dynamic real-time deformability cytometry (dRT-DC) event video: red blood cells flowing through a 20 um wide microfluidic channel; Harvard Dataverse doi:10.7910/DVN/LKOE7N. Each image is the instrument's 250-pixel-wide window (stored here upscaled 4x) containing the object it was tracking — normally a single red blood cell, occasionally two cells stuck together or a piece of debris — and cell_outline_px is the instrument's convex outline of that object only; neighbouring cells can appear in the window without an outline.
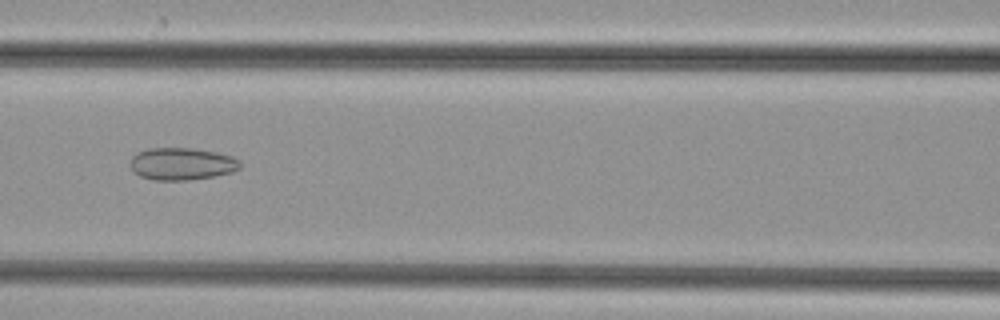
{"species": "common noctule bat (a hibernating species)", "species_latin": "Nyctalus noctula", "temperature_condition": "cold", "stored_images_in_passage": 40, "camera_frame_rate_fps": 3000, "um_per_image_px": 0.085, "animal": {"sex": "female", "body_mass_g": 29.2, "forearm_length_mm": 56.3}, "frame": {"image": 1, "passage_image": 13, "time_ms": 4.0, "image_size_px": [1000, 320], "cell_outline_px": [[240, 168], [232, 172], [212, 176], [188, 180], [152, 180], [140, 176], [132, 172], [128, 164], [132, 156], [136, 152], [148, 148], [192, 148], [216, 152], [232, 156], [240, 160]], "centroid_in_image_um": [15.4, 13.92], "position_along_channel_um": 151.2, "area_um2": 20.92}}
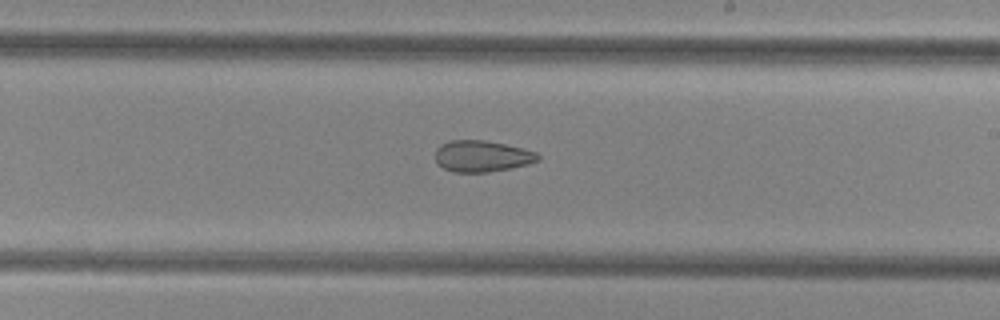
{"frame": {"image": 2, "passage_image": 20, "time_ms": 6.333, "image_size_px": [1000, 320], "cell_outline_px": [[540, 160], [528, 164], [512, 168], [488, 172], [452, 172], [436, 164], [436, 148], [440, 144], [448, 140], [484, 140], [524, 148], [536, 152], [540, 156]], "centroid_in_image_um": [40.96, 13.27], "position_along_channel_um": 248.0, "area_um2": 18.96}}
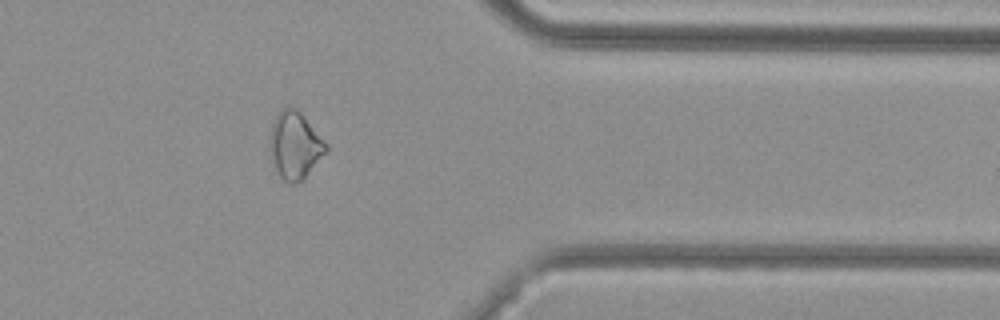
{"frame": {"image": 3, "passage_image": 31, "time_ms": 10.0, "image_size_px": [1000, 320], "cell_outline_px": [[328, 152], [304, 180], [292, 184], [288, 184], [276, 172], [268, 148], [268, 140], [272, 120], [288, 104], [296, 108], [300, 112], [328, 144]], "centroid_in_image_um": [25.06, 12.38], "position_along_channel_um": 386.3, "area_um2": 22.66}}